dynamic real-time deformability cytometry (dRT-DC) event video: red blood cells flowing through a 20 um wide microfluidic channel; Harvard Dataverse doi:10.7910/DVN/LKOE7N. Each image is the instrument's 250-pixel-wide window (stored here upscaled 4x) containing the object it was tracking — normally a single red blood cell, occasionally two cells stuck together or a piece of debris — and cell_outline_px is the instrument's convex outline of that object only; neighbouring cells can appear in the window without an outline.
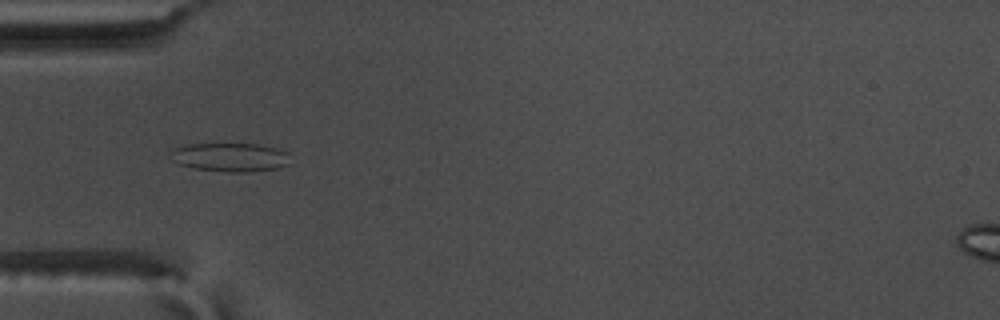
{"species": "common noctule bat (a hibernating species)", "species_latin": "Nyctalus noctula", "temperature_condition": "warm", "stored_images_in_passage": 40, "camera_frame_rate_fps": 3000, "um_per_image_px": 0.085, "animal": {"sex": "male", "body_mass_g": 17.5, "forearm_length_mm": 52.3}, "frame": {"image": 1, "passage_image": 7, "time_ms": 2.0, "image_size_px": [1000, 320], "cell_outline_px": [[292, 164], [280, 168], [248, 172], [228, 172], [192, 168], [180, 164], [172, 160], [168, 152], [184, 144], [260, 144], [276, 148], [288, 152]], "centroid_in_image_um": [19.61, 13.37], "position_along_channel_um": 65.4, "area_um2": 20.4}}
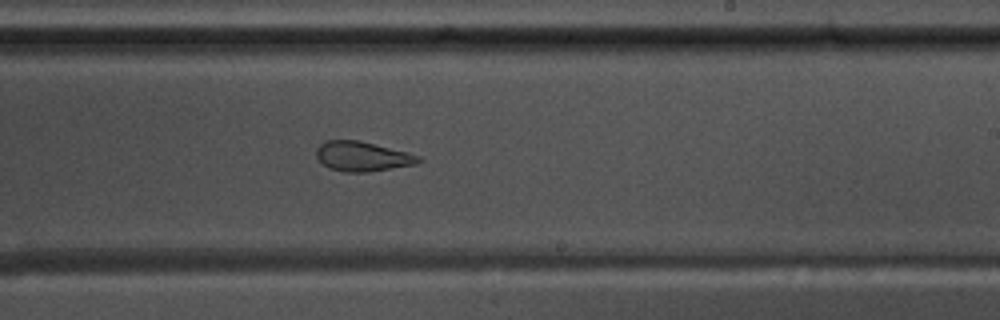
{"frame": {"image": 2, "passage_image": 23, "time_ms": 7.333, "image_size_px": [1000, 320], "cell_outline_px": [[424, 160], [416, 164], [368, 172], [344, 172], [328, 168], [316, 156], [316, 148], [324, 140], [356, 140], [408, 152], [420, 156]], "centroid_in_image_um": [30.8, 13.3], "position_along_channel_um": 258.2, "area_um2": 17.69}, "authors_computed_cell_mechanics": {"area_um2": 18.6116, "velocity_mm_per_s": 3.6356, "shape_relaxation_time_tau1_ms": 10.0372, "shape_relaxation_time_tau2_ms": 1.993, "deformation_change_tau1": 0.2577, "deformation_change_tau2": 0.0994}}